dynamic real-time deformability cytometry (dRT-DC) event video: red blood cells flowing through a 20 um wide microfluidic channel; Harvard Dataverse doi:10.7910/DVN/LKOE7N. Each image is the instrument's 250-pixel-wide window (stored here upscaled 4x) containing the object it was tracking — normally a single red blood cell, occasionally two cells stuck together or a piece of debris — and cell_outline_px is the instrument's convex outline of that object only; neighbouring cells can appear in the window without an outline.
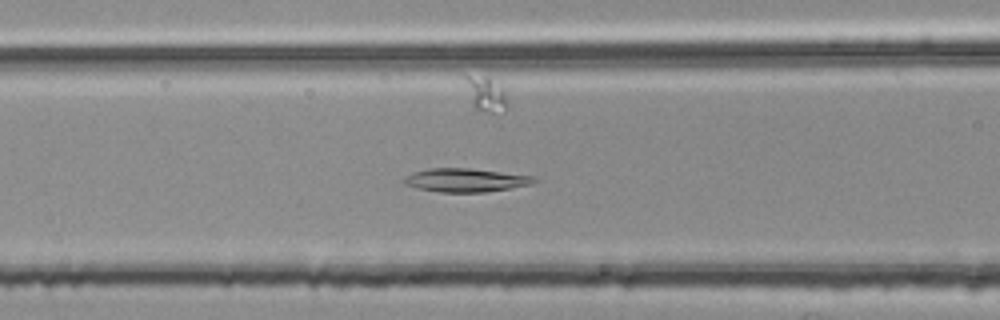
{"species": "common noctule bat (a hibernating species)", "species_latin": "Nyctalus noctula", "temperature_condition": "room temperature", "stored_images_in_passage": 33, "camera_frame_rate_fps": 3000, "um_per_image_px": 0.085, "animal": {"sex": "female", "body_mass_g": 25.1}, "frame": {"image": 1, "passage_image": 7, "time_ms": 2.0, "image_size_px": [1000, 320], "cell_outline_px": [[536, 180], [532, 184], [484, 192], [440, 192], [416, 188], [404, 184], [404, 176], [412, 172], [428, 168], [468, 168], [532, 176]], "centroid_in_image_um": [39.49, 15.31], "position_along_channel_um": 127.1, "area_um2": 17.63}}
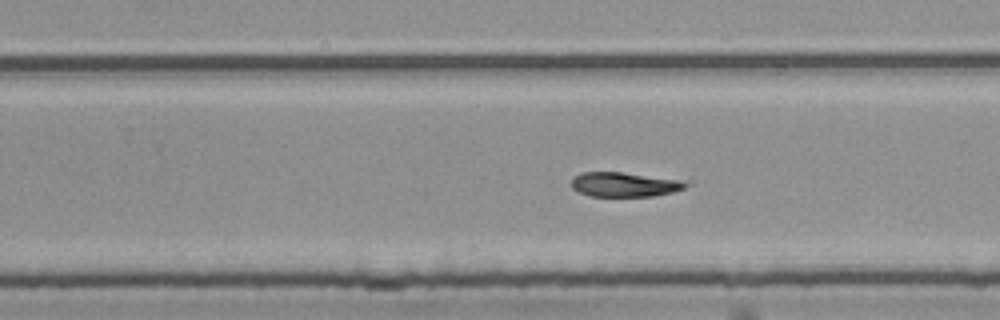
{"frame": {"image": 2, "passage_image": 19, "time_ms": 6.0, "image_size_px": [1000, 320], "cell_outline_px": [[684, 188], [672, 192], [652, 196], [588, 196], [572, 188], [572, 180], [580, 172], [620, 172], [680, 180], [684, 184]], "centroid_in_image_um": [52.99, 15.68], "position_along_channel_um": 276.8, "area_um2": 15.9}}
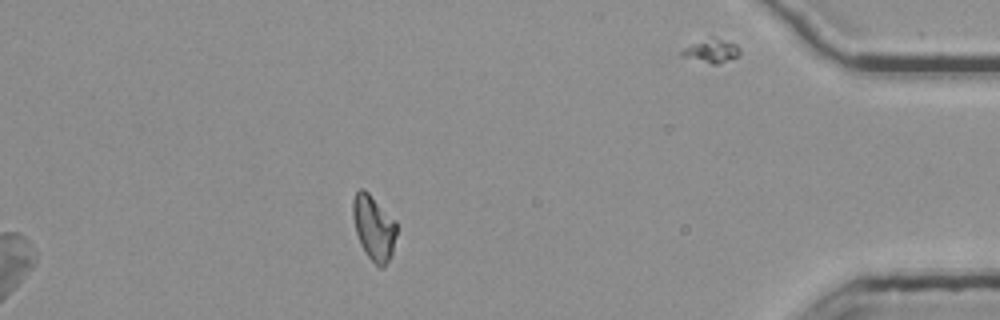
{"frame": {"image": 3, "passage_image": 33, "time_ms": 10.667, "image_size_px": [1000, 320], "cell_outline_px": [[396, 236], [392, 256], [384, 268], [380, 268], [364, 252], [356, 232], [352, 216], [352, 200], [356, 192], [360, 188], [364, 188], [396, 220]], "centroid_in_image_um": [31.78, 19.35], "position_along_channel_um": 403.4, "area_um2": 16.76}, "authors_computed_cell_mechanics": {"area_um2": 16.9354, "velocity_mm_per_s": 3.7528, "shape_relaxation_time_tau1_ms": 6.4804, "shape_relaxation_time_tau2_ms": 4.3187, "deformation_change_tau1": 0.179, "deformation_change_tau2": 0.0791}}